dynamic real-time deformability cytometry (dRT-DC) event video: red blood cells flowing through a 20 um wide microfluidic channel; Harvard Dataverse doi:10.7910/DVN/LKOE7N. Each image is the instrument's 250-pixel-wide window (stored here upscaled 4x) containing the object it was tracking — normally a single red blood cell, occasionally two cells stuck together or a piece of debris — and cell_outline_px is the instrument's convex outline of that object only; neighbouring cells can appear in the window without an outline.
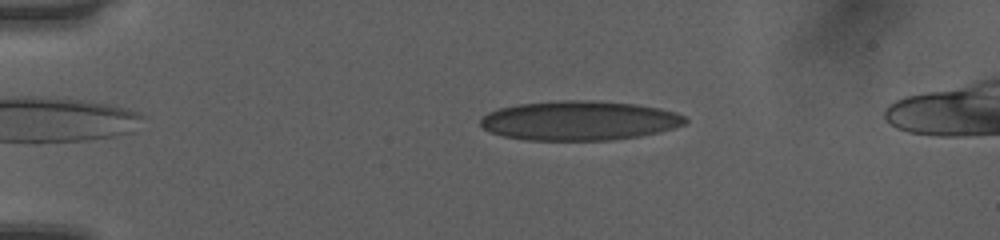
{"species": "human", "species_latin": "Homo sapiens", "temperature_condition": "room temperature", "stored_images_in_passage": 45, "camera_frame_rate_fps": 3000, "um_per_image_px": 0.085, "donor": {"sex": "female"}, "frame": {"image": 1, "passage_image": 5, "time_ms": 1.333, "image_size_px": [1000, 240], "cell_outline_px": [[688, 120], [684, 124], [672, 128], [656, 132], [636, 136], [608, 140], [524, 140], [504, 136], [492, 132], [484, 128], [480, 124], [480, 116], [488, 112], [500, 108], [520, 104], [564, 100], [580, 100], [632, 104], [656, 108], [676, 112], [684, 116]], "centroid_in_image_um": [49.18, 10.26], "position_along_channel_um": 35.8, "area_um2": 46.41}}
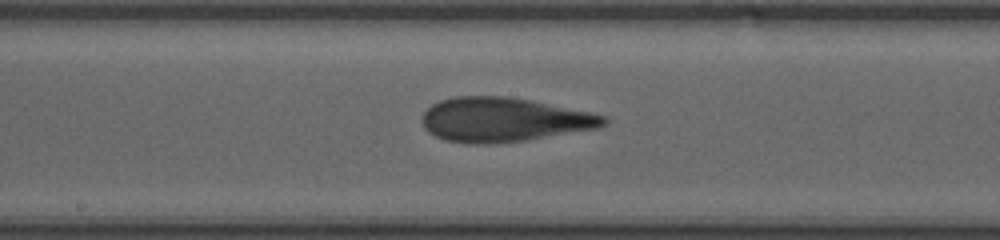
{"frame": {"image": 2, "passage_image": 22, "time_ms": 7.0, "image_size_px": [1000, 240], "cell_outline_px": [[608, 120], [604, 124], [596, 128], [524, 140], [496, 144], [472, 144], [444, 140], [428, 132], [424, 128], [420, 120], [424, 112], [432, 104], [440, 100], [456, 96], [508, 96], [532, 100], [588, 112], [604, 116]], "centroid_in_image_um": [42.73, 10.17], "position_along_channel_um": 205.5, "area_um2": 46.64}}
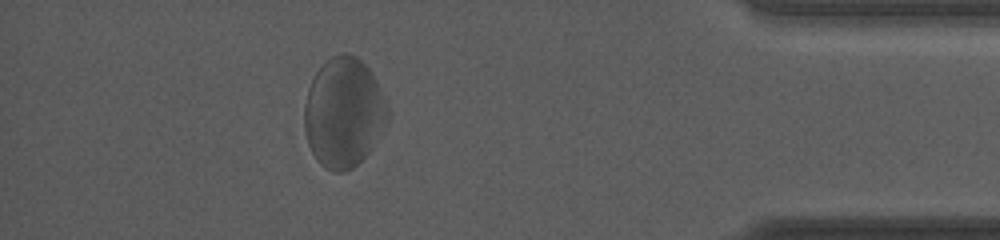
{"frame": {"image": 3, "passage_image": 40, "time_ms": 13.0, "image_size_px": [1000, 240], "cell_outline_px": [[388, 120], [368, 152], [352, 168], [340, 172], [336, 172], [320, 164], [312, 152], [308, 144], [304, 124], [304, 104], [308, 88], [316, 72], [324, 60], [332, 56], [344, 52], [356, 56], [368, 68], [376, 80], [388, 104]], "centroid_in_image_um": [29.2, 9.53], "position_along_channel_um": 406.0, "area_um2": 53.0}, "authors_computed_cell_mechanics": {"area_um2": 47.2804, "velocity_mm_per_s": 3.9814, "shape_relaxation_time_tau1_ms": 5.0407, "shape_relaxation_time_tau2_ms": 1.2689, "deformation_change_tau1": 0.1536, "deformation_change_tau2": 0.0777}}